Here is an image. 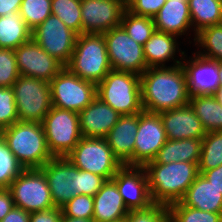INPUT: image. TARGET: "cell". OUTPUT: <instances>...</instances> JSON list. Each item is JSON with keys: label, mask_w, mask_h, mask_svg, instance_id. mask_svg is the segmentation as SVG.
<instances>
[{"label": "cell", "mask_w": 222, "mask_h": 222, "mask_svg": "<svg viewBox=\"0 0 222 222\" xmlns=\"http://www.w3.org/2000/svg\"><path fill=\"white\" fill-rule=\"evenodd\" d=\"M144 111L161 113L189 104L190 94L182 64L150 67L140 75Z\"/></svg>", "instance_id": "6da1fadb"}, {"label": "cell", "mask_w": 222, "mask_h": 222, "mask_svg": "<svg viewBox=\"0 0 222 222\" xmlns=\"http://www.w3.org/2000/svg\"><path fill=\"white\" fill-rule=\"evenodd\" d=\"M144 169L152 202L165 206L180 202L199 174L198 165L191 162L146 164Z\"/></svg>", "instance_id": "7a4b0ae2"}, {"label": "cell", "mask_w": 222, "mask_h": 222, "mask_svg": "<svg viewBox=\"0 0 222 222\" xmlns=\"http://www.w3.org/2000/svg\"><path fill=\"white\" fill-rule=\"evenodd\" d=\"M0 135L24 169H40L53 158L42 123L18 121L2 129Z\"/></svg>", "instance_id": "3957f363"}, {"label": "cell", "mask_w": 222, "mask_h": 222, "mask_svg": "<svg viewBox=\"0 0 222 222\" xmlns=\"http://www.w3.org/2000/svg\"><path fill=\"white\" fill-rule=\"evenodd\" d=\"M65 67L81 79L95 84L101 82L112 70L103 34L78 35L71 60Z\"/></svg>", "instance_id": "277c9868"}, {"label": "cell", "mask_w": 222, "mask_h": 222, "mask_svg": "<svg viewBox=\"0 0 222 222\" xmlns=\"http://www.w3.org/2000/svg\"><path fill=\"white\" fill-rule=\"evenodd\" d=\"M97 97L120 115L143 111L140 76L135 73L110 70L97 84Z\"/></svg>", "instance_id": "5b68a950"}, {"label": "cell", "mask_w": 222, "mask_h": 222, "mask_svg": "<svg viewBox=\"0 0 222 222\" xmlns=\"http://www.w3.org/2000/svg\"><path fill=\"white\" fill-rule=\"evenodd\" d=\"M19 122L42 123L52 108L48 81L20 75L12 86Z\"/></svg>", "instance_id": "8992f818"}, {"label": "cell", "mask_w": 222, "mask_h": 222, "mask_svg": "<svg viewBox=\"0 0 222 222\" xmlns=\"http://www.w3.org/2000/svg\"><path fill=\"white\" fill-rule=\"evenodd\" d=\"M66 157L79 170L98 174L106 180H111L123 166L105 138L82 137Z\"/></svg>", "instance_id": "52a82bcc"}, {"label": "cell", "mask_w": 222, "mask_h": 222, "mask_svg": "<svg viewBox=\"0 0 222 222\" xmlns=\"http://www.w3.org/2000/svg\"><path fill=\"white\" fill-rule=\"evenodd\" d=\"M53 157H66L81 140L78 113L52 106L42 122Z\"/></svg>", "instance_id": "ba28073f"}, {"label": "cell", "mask_w": 222, "mask_h": 222, "mask_svg": "<svg viewBox=\"0 0 222 222\" xmlns=\"http://www.w3.org/2000/svg\"><path fill=\"white\" fill-rule=\"evenodd\" d=\"M52 106L76 113L97 97V84L64 67L50 82Z\"/></svg>", "instance_id": "9c48e42d"}, {"label": "cell", "mask_w": 222, "mask_h": 222, "mask_svg": "<svg viewBox=\"0 0 222 222\" xmlns=\"http://www.w3.org/2000/svg\"><path fill=\"white\" fill-rule=\"evenodd\" d=\"M8 189L14 205L29 213L55 207L47 179L40 169H24Z\"/></svg>", "instance_id": "30bf717a"}, {"label": "cell", "mask_w": 222, "mask_h": 222, "mask_svg": "<svg viewBox=\"0 0 222 222\" xmlns=\"http://www.w3.org/2000/svg\"><path fill=\"white\" fill-rule=\"evenodd\" d=\"M112 70L141 75L148 67L143 45L135 42L119 25L103 33Z\"/></svg>", "instance_id": "8fae6325"}, {"label": "cell", "mask_w": 222, "mask_h": 222, "mask_svg": "<svg viewBox=\"0 0 222 222\" xmlns=\"http://www.w3.org/2000/svg\"><path fill=\"white\" fill-rule=\"evenodd\" d=\"M77 36L59 17L52 14L31 31V38L64 66L71 60Z\"/></svg>", "instance_id": "7c38bea8"}, {"label": "cell", "mask_w": 222, "mask_h": 222, "mask_svg": "<svg viewBox=\"0 0 222 222\" xmlns=\"http://www.w3.org/2000/svg\"><path fill=\"white\" fill-rule=\"evenodd\" d=\"M40 170L47 179L55 207H62L79 195V169L67 157H53Z\"/></svg>", "instance_id": "4fadbf2b"}, {"label": "cell", "mask_w": 222, "mask_h": 222, "mask_svg": "<svg viewBox=\"0 0 222 222\" xmlns=\"http://www.w3.org/2000/svg\"><path fill=\"white\" fill-rule=\"evenodd\" d=\"M166 141L160 115L144 110L140 112L134 145V166L144 167L148 162L153 161Z\"/></svg>", "instance_id": "5bb4252c"}, {"label": "cell", "mask_w": 222, "mask_h": 222, "mask_svg": "<svg viewBox=\"0 0 222 222\" xmlns=\"http://www.w3.org/2000/svg\"><path fill=\"white\" fill-rule=\"evenodd\" d=\"M126 9L121 0H81L82 34H103L119 26Z\"/></svg>", "instance_id": "9a60e30c"}, {"label": "cell", "mask_w": 222, "mask_h": 222, "mask_svg": "<svg viewBox=\"0 0 222 222\" xmlns=\"http://www.w3.org/2000/svg\"><path fill=\"white\" fill-rule=\"evenodd\" d=\"M19 74L50 82L65 66L32 38L15 50Z\"/></svg>", "instance_id": "2e32d148"}, {"label": "cell", "mask_w": 222, "mask_h": 222, "mask_svg": "<svg viewBox=\"0 0 222 222\" xmlns=\"http://www.w3.org/2000/svg\"><path fill=\"white\" fill-rule=\"evenodd\" d=\"M129 210L147 209L152 204L144 167L123 165L112 178Z\"/></svg>", "instance_id": "e0dca14e"}, {"label": "cell", "mask_w": 222, "mask_h": 222, "mask_svg": "<svg viewBox=\"0 0 222 222\" xmlns=\"http://www.w3.org/2000/svg\"><path fill=\"white\" fill-rule=\"evenodd\" d=\"M181 64L185 70L190 96L215 94L220 87L218 61L192 52V57L184 55Z\"/></svg>", "instance_id": "ac0fdd59"}, {"label": "cell", "mask_w": 222, "mask_h": 222, "mask_svg": "<svg viewBox=\"0 0 222 222\" xmlns=\"http://www.w3.org/2000/svg\"><path fill=\"white\" fill-rule=\"evenodd\" d=\"M82 137L105 138L121 115L107 103L96 97L78 113Z\"/></svg>", "instance_id": "d6986e66"}, {"label": "cell", "mask_w": 222, "mask_h": 222, "mask_svg": "<svg viewBox=\"0 0 222 222\" xmlns=\"http://www.w3.org/2000/svg\"><path fill=\"white\" fill-rule=\"evenodd\" d=\"M169 140L203 139L206 135L202 122L192 107L185 106L159 113Z\"/></svg>", "instance_id": "ffe728a7"}, {"label": "cell", "mask_w": 222, "mask_h": 222, "mask_svg": "<svg viewBox=\"0 0 222 222\" xmlns=\"http://www.w3.org/2000/svg\"><path fill=\"white\" fill-rule=\"evenodd\" d=\"M138 125L139 113L121 115L115 126L105 136L107 144L123 165L134 166V145Z\"/></svg>", "instance_id": "44dd1931"}, {"label": "cell", "mask_w": 222, "mask_h": 222, "mask_svg": "<svg viewBox=\"0 0 222 222\" xmlns=\"http://www.w3.org/2000/svg\"><path fill=\"white\" fill-rule=\"evenodd\" d=\"M178 38L176 35L155 30L151 38L143 45L147 67H167L168 62H173L170 66L181 64L187 53L179 49L181 44Z\"/></svg>", "instance_id": "7402d4cb"}, {"label": "cell", "mask_w": 222, "mask_h": 222, "mask_svg": "<svg viewBox=\"0 0 222 222\" xmlns=\"http://www.w3.org/2000/svg\"><path fill=\"white\" fill-rule=\"evenodd\" d=\"M188 1L167 0L153 18L156 30L176 35L179 38L186 35L185 37L189 36L188 39H190L193 27Z\"/></svg>", "instance_id": "603a6c76"}, {"label": "cell", "mask_w": 222, "mask_h": 222, "mask_svg": "<svg viewBox=\"0 0 222 222\" xmlns=\"http://www.w3.org/2000/svg\"><path fill=\"white\" fill-rule=\"evenodd\" d=\"M93 198L94 222H113L124 220L130 211L126 207L118 187L112 179L107 180Z\"/></svg>", "instance_id": "cb8c5ba5"}, {"label": "cell", "mask_w": 222, "mask_h": 222, "mask_svg": "<svg viewBox=\"0 0 222 222\" xmlns=\"http://www.w3.org/2000/svg\"><path fill=\"white\" fill-rule=\"evenodd\" d=\"M184 206L201 211L220 213L222 215V193L216 189L202 174L187 189L180 201Z\"/></svg>", "instance_id": "d4e9b609"}, {"label": "cell", "mask_w": 222, "mask_h": 222, "mask_svg": "<svg viewBox=\"0 0 222 222\" xmlns=\"http://www.w3.org/2000/svg\"><path fill=\"white\" fill-rule=\"evenodd\" d=\"M201 139L169 140L160 148L157 156L147 164H168L171 162H191L199 164Z\"/></svg>", "instance_id": "484cf974"}, {"label": "cell", "mask_w": 222, "mask_h": 222, "mask_svg": "<svg viewBox=\"0 0 222 222\" xmlns=\"http://www.w3.org/2000/svg\"><path fill=\"white\" fill-rule=\"evenodd\" d=\"M189 105L202 122L206 132L222 131V105L214 95L190 96Z\"/></svg>", "instance_id": "4316f807"}, {"label": "cell", "mask_w": 222, "mask_h": 222, "mask_svg": "<svg viewBox=\"0 0 222 222\" xmlns=\"http://www.w3.org/2000/svg\"><path fill=\"white\" fill-rule=\"evenodd\" d=\"M193 40L202 29L222 23L221 0H189Z\"/></svg>", "instance_id": "83f0119b"}, {"label": "cell", "mask_w": 222, "mask_h": 222, "mask_svg": "<svg viewBox=\"0 0 222 222\" xmlns=\"http://www.w3.org/2000/svg\"><path fill=\"white\" fill-rule=\"evenodd\" d=\"M30 39L31 30L19 12L0 16V48L15 50Z\"/></svg>", "instance_id": "f1b7e54d"}, {"label": "cell", "mask_w": 222, "mask_h": 222, "mask_svg": "<svg viewBox=\"0 0 222 222\" xmlns=\"http://www.w3.org/2000/svg\"><path fill=\"white\" fill-rule=\"evenodd\" d=\"M195 53L214 61H222V23L202 29L196 34ZM198 46V48H197Z\"/></svg>", "instance_id": "f546056e"}, {"label": "cell", "mask_w": 222, "mask_h": 222, "mask_svg": "<svg viewBox=\"0 0 222 222\" xmlns=\"http://www.w3.org/2000/svg\"><path fill=\"white\" fill-rule=\"evenodd\" d=\"M222 165V131L207 132L201 143L198 171L202 172Z\"/></svg>", "instance_id": "4dcf8cb0"}, {"label": "cell", "mask_w": 222, "mask_h": 222, "mask_svg": "<svg viewBox=\"0 0 222 222\" xmlns=\"http://www.w3.org/2000/svg\"><path fill=\"white\" fill-rule=\"evenodd\" d=\"M120 25L126 33L137 43L144 45L155 32L154 19L124 11Z\"/></svg>", "instance_id": "1f68e13d"}, {"label": "cell", "mask_w": 222, "mask_h": 222, "mask_svg": "<svg viewBox=\"0 0 222 222\" xmlns=\"http://www.w3.org/2000/svg\"><path fill=\"white\" fill-rule=\"evenodd\" d=\"M51 14L78 35L82 34L81 0H51Z\"/></svg>", "instance_id": "d6a6232c"}, {"label": "cell", "mask_w": 222, "mask_h": 222, "mask_svg": "<svg viewBox=\"0 0 222 222\" xmlns=\"http://www.w3.org/2000/svg\"><path fill=\"white\" fill-rule=\"evenodd\" d=\"M168 209L171 222H222L220 213L201 211L181 202L171 204Z\"/></svg>", "instance_id": "836d02e7"}, {"label": "cell", "mask_w": 222, "mask_h": 222, "mask_svg": "<svg viewBox=\"0 0 222 222\" xmlns=\"http://www.w3.org/2000/svg\"><path fill=\"white\" fill-rule=\"evenodd\" d=\"M19 13L32 31L51 15V0H22Z\"/></svg>", "instance_id": "e575fe53"}, {"label": "cell", "mask_w": 222, "mask_h": 222, "mask_svg": "<svg viewBox=\"0 0 222 222\" xmlns=\"http://www.w3.org/2000/svg\"><path fill=\"white\" fill-rule=\"evenodd\" d=\"M23 170L24 168L18 163L0 135V188H8Z\"/></svg>", "instance_id": "d590c367"}, {"label": "cell", "mask_w": 222, "mask_h": 222, "mask_svg": "<svg viewBox=\"0 0 222 222\" xmlns=\"http://www.w3.org/2000/svg\"><path fill=\"white\" fill-rule=\"evenodd\" d=\"M19 76L15 51L0 48V87H12Z\"/></svg>", "instance_id": "8d00e7d4"}, {"label": "cell", "mask_w": 222, "mask_h": 222, "mask_svg": "<svg viewBox=\"0 0 222 222\" xmlns=\"http://www.w3.org/2000/svg\"><path fill=\"white\" fill-rule=\"evenodd\" d=\"M93 205L94 198L92 196L79 194L61 208L65 216L93 220Z\"/></svg>", "instance_id": "74e56055"}, {"label": "cell", "mask_w": 222, "mask_h": 222, "mask_svg": "<svg viewBox=\"0 0 222 222\" xmlns=\"http://www.w3.org/2000/svg\"><path fill=\"white\" fill-rule=\"evenodd\" d=\"M18 122L12 87H0V131Z\"/></svg>", "instance_id": "f35d334b"}, {"label": "cell", "mask_w": 222, "mask_h": 222, "mask_svg": "<svg viewBox=\"0 0 222 222\" xmlns=\"http://www.w3.org/2000/svg\"><path fill=\"white\" fill-rule=\"evenodd\" d=\"M168 206L152 204L147 209L130 210L124 222H168Z\"/></svg>", "instance_id": "ab89813d"}, {"label": "cell", "mask_w": 222, "mask_h": 222, "mask_svg": "<svg viewBox=\"0 0 222 222\" xmlns=\"http://www.w3.org/2000/svg\"><path fill=\"white\" fill-rule=\"evenodd\" d=\"M107 180L85 170H79V194L94 196Z\"/></svg>", "instance_id": "60d3db41"}, {"label": "cell", "mask_w": 222, "mask_h": 222, "mask_svg": "<svg viewBox=\"0 0 222 222\" xmlns=\"http://www.w3.org/2000/svg\"><path fill=\"white\" fill-rule=\"evenodd\" d=\"M167 0H133L126 8L132 14L154 18Z\"/></svg>", "instance_id": "b9f144b4"}, {"label": "cell", "mask_w": 222, "mask_h": 222, "mask_svg": "<svg viewBox=\"0 0 222 222\" xmlns=\"http://www.w3.org/2000/svg\"><path fill=\"white\" fill-rule=\"evenodd\" d=\"M62 215L61 207H53L44 211L31 212L29 222H61Z\"/></svg>", "instance_id": "7bdbcfd3"}, {"label": "cell", "mask_w": 222, "mask_h": 222, "mask_svg": "<svg viewBox=\"0 0 222 222\" xmlns=\"http://www.w3.org/2000/svg\"><path fill=\"white\" fill-rule=\"evenodd\" d=\"M14 200L8 188H0V221L14 208Z\"/></svg>", "instance_id": "ee69618b"}, {"label": "cell", "mask_w": 222, "mask_h": 222, "mask_svg": "<svg viewBox=\"0 0 222 222\" xmlns=\"http://www.w3.org/2000/svg\"><path fill=\"white\" fill-rule=\"evenodd\" d=\"M216 189L222 193V165L201 173Z\"/></svg>", "instance_id": "f6af8a7d"}, {"label": "cell", "mask_w": 222, "mask_h": 222, "mask_svg": "<svg viewBox=\"0 0 222 222\" xmlns=\"http://www.w3.org/2000/svg\"><path fill=\"white\" fill-rule=\"evenodd\" d=\"M30 213L14 206V208L0 222H29Z\"/></svg>", "instance_id": "bcb514c9"}, {"label": "cell", "mask_w": 222, "mask_h": 222, "mask_svg": "<svg viewBox=\"0 0 222 222\" xmlns=\"http://www.w3.org/2000/svg\"><path fill=\"white\" fill-rule=\"evenodd\" d=\"M22 0H0V16L19 12Z\"/></svg>", "instance_id": "7dc6e473"}, {"label": "cell", "mask_w": 222, "mask_h": 222, "mask_svg": "<svg viewBox=\"0 0 222 222\" xmlns=\"http://www.w3.org/2000/svg\"><path fill=\"white\" fill-rule=\"evenodd\" d=\"M61 222H94L93 220L82 219V218H72L62 215Z\"/></svg>", "instance_id": "c3c4849f"}, {"label": "cell", "mask_w": 222, "mask_h": 222, "mask_svg": "<svg viewBox=\"0 0 222 222\" xmlns=\"http://www.w3.org/2000/svg\"><path fill=\"white\" fill-rule=\"evenodd\" d=\"M214 96L217 98L220 105H222V88H218Z\"/></svg>", "instance_id": "681fc988"}, {"label": "cell", "mask_w": 222, "mask_h": 222, "mask_svg": "<svg viewBox=\"0 0 222 222\" xmlns=\"http://www.w3.org/2000/svg\"><path fill=\"white\" fill-rule=\"evenodd\" d=\"M218 70H219V81H220L219 88H222V61H218Z\"/></svg>", "instance_id": "f907efd6"}, {"label": "cell", "mask_w": 222, "mask_h": 222, "mask_svg": "<svg viewBox=\"0 0 222 222\" xmlns=\"http://www.w3.org/2000/svg\"><path fill=\"white\" fill-rule=\"evenodd\" d=\"M124 5L127 7L133 0H121Z\"/></svg>", "instance_id": "816d5d0a"}]
</instances>
